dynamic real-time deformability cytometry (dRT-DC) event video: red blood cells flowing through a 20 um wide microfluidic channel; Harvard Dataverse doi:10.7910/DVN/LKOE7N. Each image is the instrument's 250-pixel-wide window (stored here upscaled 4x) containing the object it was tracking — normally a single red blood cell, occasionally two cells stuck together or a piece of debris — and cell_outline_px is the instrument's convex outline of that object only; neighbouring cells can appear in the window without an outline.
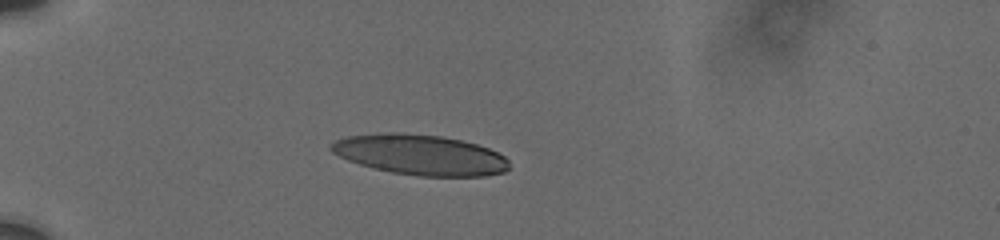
{"species": "human", "species_latin": "Homo sapiens", "temperature_condition": "cold", "stored_images_in_passage": 7, "camera_frame_rate_fps": 3000, "um_per_image_px": 0.085, "donor": {"sex": "male"}, "frame": {"image": 1, "passage_image": 1, "time_ms": 0.0, "image_size_px": [1000, 240], "cell_outline_px": [[508, 168], [504, 172], [484, 176], [416, 176], [392, 172], [372, 168], [348, 160], [332, 152], [328, 148], [336, 140], [348, 136], [380, 132], [404, 132], [440, 136], [460, 140], [476, 144], [488, 148], [504, 156], [508, 160]], "centroid_in_image_um": [35.69, 13.15], "position_along_channel_um": 49.3, "area_um2": 41.91}}